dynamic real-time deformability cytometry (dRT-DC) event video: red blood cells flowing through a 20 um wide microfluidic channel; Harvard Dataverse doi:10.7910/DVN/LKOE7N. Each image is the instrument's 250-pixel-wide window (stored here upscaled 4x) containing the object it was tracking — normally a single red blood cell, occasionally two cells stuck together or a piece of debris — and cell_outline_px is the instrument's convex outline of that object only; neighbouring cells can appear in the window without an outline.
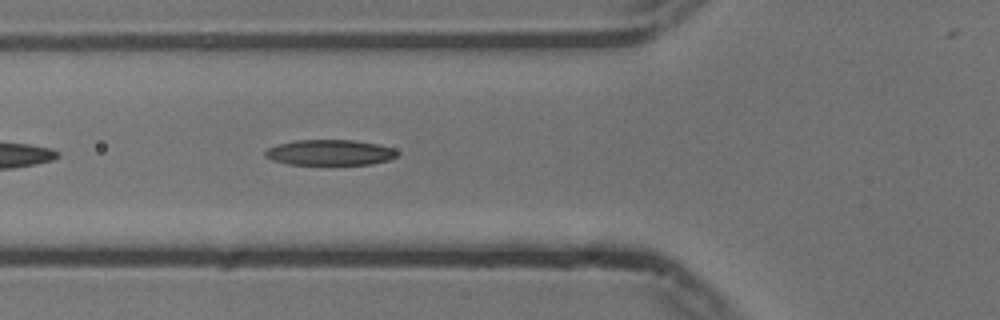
{"species": "common noctule bat (a hibernating species)", "species_latin": "Nyctalus noctula", "temperature_condition": "cold", "stored_images_in_passage": 19, "camera_frame_rate_fps": 3000, "um_per_image_px": 0.085, "animal": {"sex": "male", "body_mass_g": 13.3}, "frame": {"image": 1, "passage_image": 6, "time_ms": 1.667, "image_size_px": [1000, 320], "cell_outline_px": [[400, 156], [388, 160], [372, 164], [288, 164], [272, 160], [264, 156], [264, 152], [268, 148], [276, 144], [296, 140], [352, 140], [376, 144], [392, 148], [400, 152]], "centroid_in_image_um": [28.04, 12.96], "position_along_channel_um": 97.8, "area_um2": 19.71}}
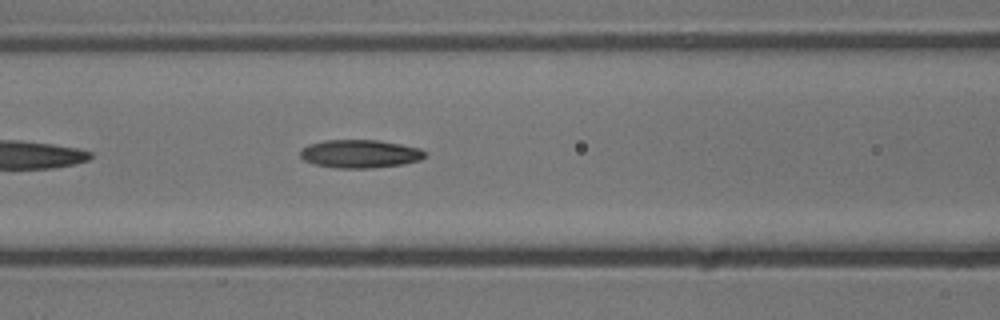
{"frame": {"image": 2, "passage_image": 9, "time_ms": 2.667, "image_size_px": [1000, 320], "cell_outline_px": [[428, 156], [420, 160], [404, 164], [372, 168], [336, 168], [316, 164], [304, 160], [300, 156], [300, 152], [308, 144], [324, 140], [380, 140], [420, 148]], "centroid_in_image_um": [30.63, 13.07], "position_along_channel_um": 136.0, "area_um2": 20.52}}